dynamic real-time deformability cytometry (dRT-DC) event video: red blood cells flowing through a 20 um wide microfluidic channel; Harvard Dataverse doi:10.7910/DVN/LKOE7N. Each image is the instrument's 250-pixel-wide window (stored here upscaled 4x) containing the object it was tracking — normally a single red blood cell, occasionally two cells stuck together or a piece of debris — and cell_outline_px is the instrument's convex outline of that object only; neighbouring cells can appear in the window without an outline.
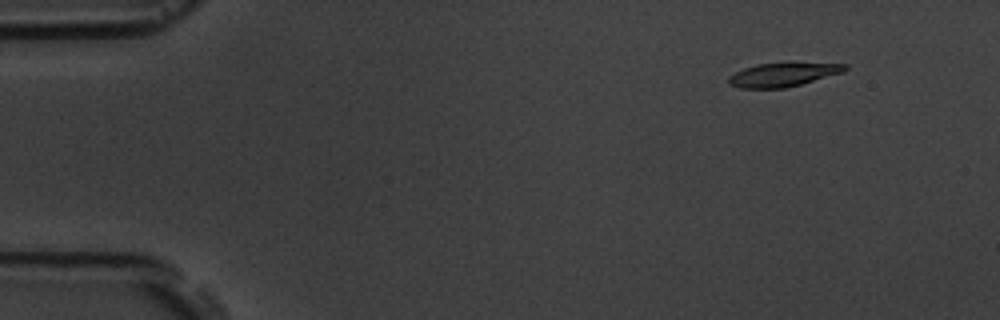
{"species": "common noctule bat (a hibernating species)", "species_latin": "Nyctalus noctula", "temperature_condition": "room temperature", "stored_images_in_passage": 5, "camera_frame_rate_fps": 3000, "um_per_image_px": 0.085, "animal": {"sex": "male", "body_mass_g": 19.5, "forearm_length_mm": 54.6}, "frame": {"image": 1, "passage_image": 2, "time_ms": 1.333, "image_size_px": [1000, 320], "cell_outline_px": [[848, 68], [844, 72], [800, 84], [784, 88], [740, 88], [728, 84], [728, 76], [744, 68], [756, 64], [848, 64]], "centroid_in_image_um": [66.5, 6.37], "position_along_channel_um": 18.5, "area_um2": 15.61}}
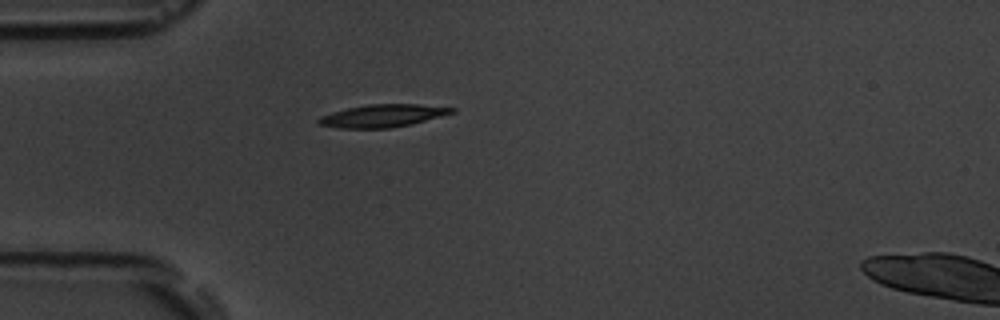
{"frame": {"image": 2, "passage_image": 5, "time_ms": 4.667, "image_size_px": [1000, 320], "cell_outline_px": [[456, 112], [412, 124], [392, 128], [340, 128], [316, 124], [316, 120], [320, 116], [332, 112], [348, 108], [368, 104], [416, 104], [456, 108]], "centroid_in_image_um": [32.51, 9.84], "position_along_channel_um": 52.5, "area_um2": 17.63}}